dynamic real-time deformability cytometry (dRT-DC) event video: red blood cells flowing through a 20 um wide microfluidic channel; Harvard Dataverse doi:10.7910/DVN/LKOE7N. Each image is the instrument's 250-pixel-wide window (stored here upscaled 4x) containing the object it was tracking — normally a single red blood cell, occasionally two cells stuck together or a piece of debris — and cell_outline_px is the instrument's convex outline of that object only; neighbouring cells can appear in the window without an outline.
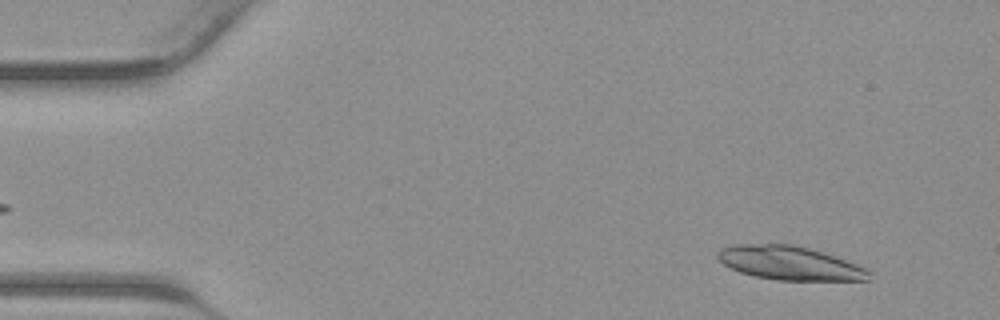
{"species": "common noctule bat (a hibernating species)", "species_latin": "Nyctalus noctula", "temperature_condition": "warm", "stored_images_in_passage": 40, "camera_frame_rate_fps": 3000, "um_per_image_px": 0.085, "animal": {"sex": "male", "body_mass_g": 23.1, "forearm_length_mm": 52.7}, "frame": {"image": 1, "passage_image": 3, "time_ms": 0.667, "image_size_px": [1000, 320], "cell_outline_px": [[868, 280], [780, 280], [756, 276], [740, 272], [724, 264], [716, 256], [716, 252], [720, 248], [732, 244], [792, 244], [808, 248], [868, 268]], "centroid_in_image_um": [67.05, 22.35], "position_along_channel_um": 17.9, "area_um2": 29.3}}
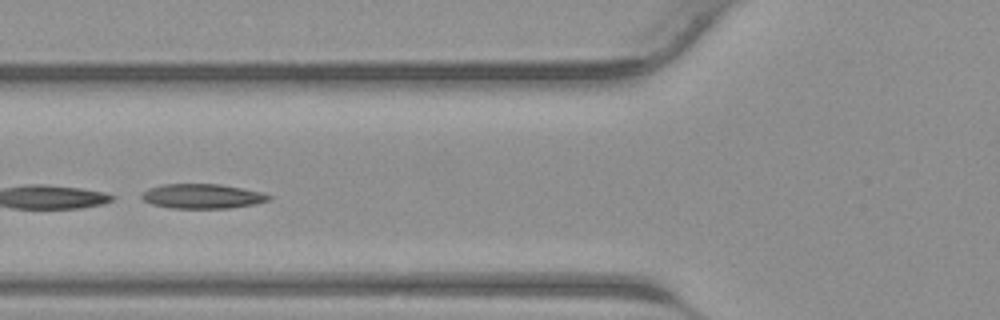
{"frame": {"image": 2, "passage_image": 15, "time_ms": 4.667, "image_size_px": [1000, 320], "cell_outline_px": [[272, 196], [268, 200], [256, 204], [228, 208], [172, 208], [152, 204], [144, 200], [140, 196], [148, 188], [160, 184], [220, 184], [260, 192]], "centroid_in_image_um": [17.17, 16.67], "position_along_channel_um": 108.6, "area_um2": 18.09}}